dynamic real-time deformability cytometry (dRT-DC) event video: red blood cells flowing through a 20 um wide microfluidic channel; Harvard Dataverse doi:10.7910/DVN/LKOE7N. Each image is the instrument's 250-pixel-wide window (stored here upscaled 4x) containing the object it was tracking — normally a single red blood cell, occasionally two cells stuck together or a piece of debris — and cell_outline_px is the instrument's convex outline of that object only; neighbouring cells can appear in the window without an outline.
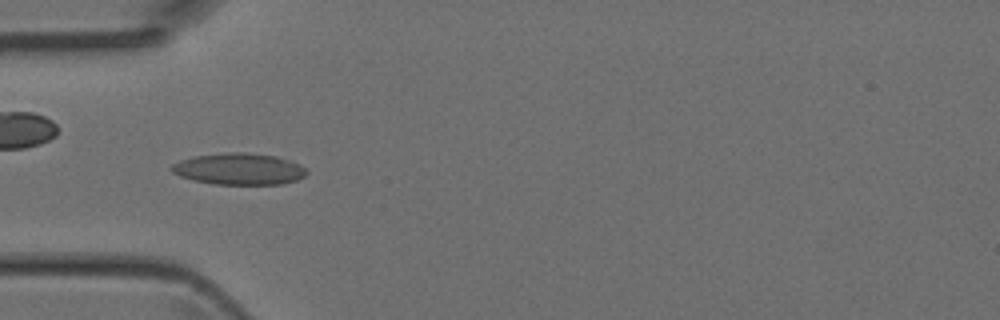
{"species": "Egyptian fruit bat (a non-hibernating species)", "species_latin": "Rousettus aegyptiacus", "temperature_condition": "room temperature", "stored_images_in_passage": 4, "camera_frame_rate_fps": 3000, "um_per_image_px": 0.085, "animal": {"sex": "female"}, "frame": {"image": 1, "passage_image": 4, "time_ms": 1.0, "image_size_px": [1000, 320], "cell_outline_px": [[308, 172], [304, 176], [296, 180], [280, 184], [216, 184], [192, 180], [180, 176], [172, 172], [168, 168], [172, 164], [180, 160], [192, 156], [228, 152], [244, 152], [276, 156], [292, 160], [300, 164]], "centroid_in_image_um": [20.29, 14.35], "position_along_channel_um": 64.7, "area_um2": 24.97}}